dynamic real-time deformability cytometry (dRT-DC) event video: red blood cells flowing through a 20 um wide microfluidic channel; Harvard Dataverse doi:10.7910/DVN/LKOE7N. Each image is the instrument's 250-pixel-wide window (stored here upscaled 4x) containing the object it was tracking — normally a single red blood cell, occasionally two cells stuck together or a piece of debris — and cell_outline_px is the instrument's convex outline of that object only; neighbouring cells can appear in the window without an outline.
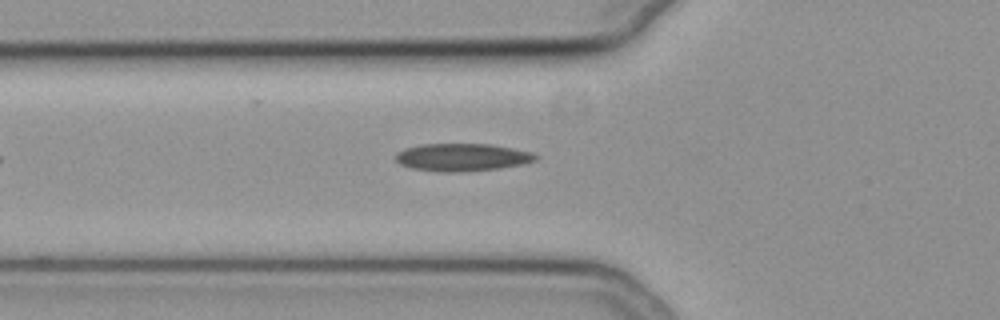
{"species": "common noctule bat (a hibernating species)", "species_latin": "Nyctalus noctula", "temperature_condition": "cold", "stored_images_in_passage": 27, "camera_frame_rate_fps": 3000, "um_per_image_px": 0.085, "animal": {"sex": "female", "body_mass_g": 19.3, "forearm_length_mm": 54.1}, "frame": {"image": 1, "passage_image": 7, "time_ms": 2.0, "image_size_px": [1000, 320], "cell_outline_px": [[540, 156], [536, 160], [524, 164], [500, 168], [468, 172], [436, 172], [412, 168], [400, 164], [392, 156], [396, 152], [404, 148], [420, 144], [488, 144], [512, 148], [532, 152]], "centroid_in_image_um": [39.26, 13.37], "position_along_channel_um": 86.5, "area_um2": 22.95}}
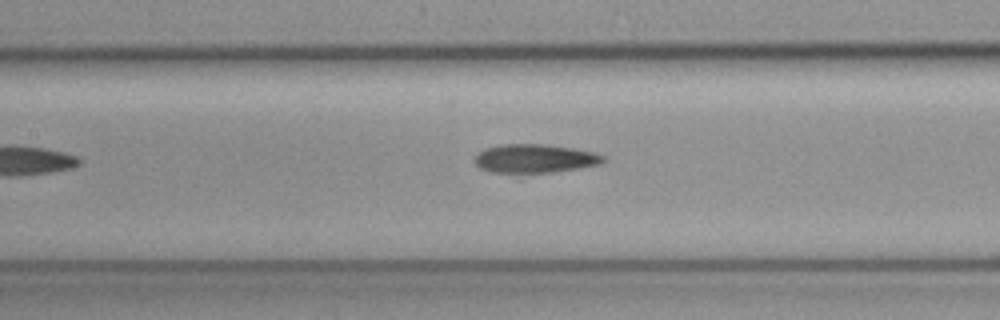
{"frame": {"image": 2, "passage_image": 13, "time_ms": 4.0, "image_size_px": [1000, 320], "cell_outline_px": [[604, 160], [600, 164], [552, 172], [488, 172], [480, 168], [476, 164], [476, 156], [480, 152], [488, 148], [504, 144], [544, 144], [572, 148], [592, 152], [604, 156]], "centroid_in_image_um": [45.45, 13.47], "position_along_channel_um": 161.9, "area_um2": 20.92}}
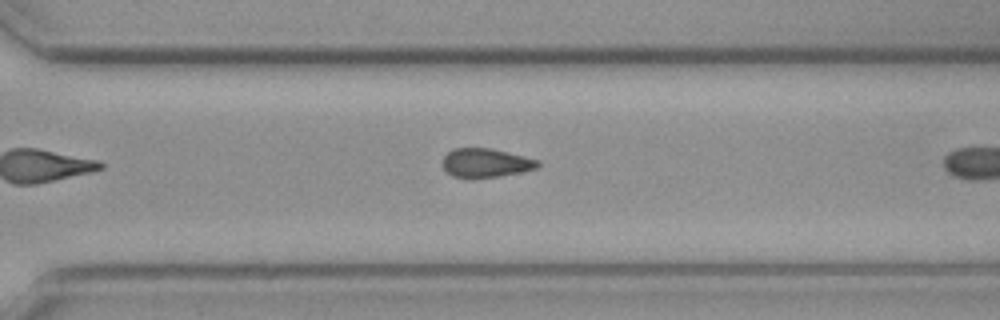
{"frame": {"image": 3, "passage_image": 23, "time_ms": 7.333, "image_size_px": [1000, 320], "cell_outline_px": [[540, 164], [536, 168], [520, 172], [500, 176], [472, 180], [468, 180], [452, 176], [444, 168], [444, 156], [448, 152], [456, 148], [492, 148], [540, 160]], "centroid_in_image_um": [41.29, 13.87], "position_along_channel_um": 329.3, "area_um2": 16.3}}